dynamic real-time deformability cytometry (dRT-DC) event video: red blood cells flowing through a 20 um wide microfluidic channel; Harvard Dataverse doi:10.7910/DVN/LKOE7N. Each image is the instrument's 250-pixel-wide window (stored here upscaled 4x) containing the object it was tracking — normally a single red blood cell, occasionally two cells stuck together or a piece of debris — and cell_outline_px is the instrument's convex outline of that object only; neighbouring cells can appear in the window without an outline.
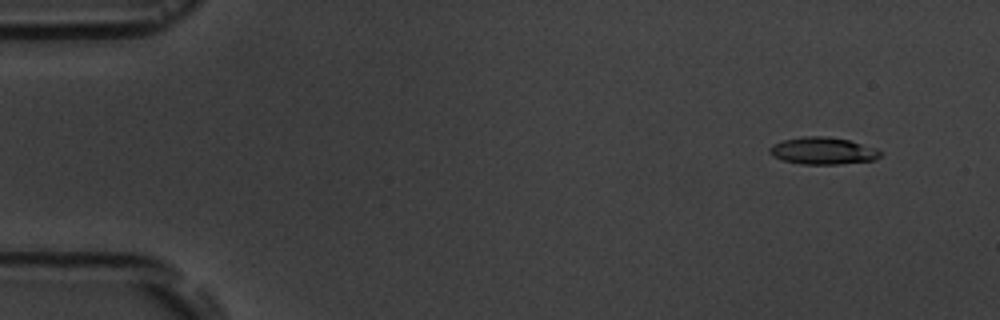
{"species": "common noctule bat (a hibernating species)", "species_latin": "Nyctalus noctula", "temperature_condition": "room temperature", "stored_images_in_passage": 6, "camera_frame_rate_fps": 3000, "um_per_image_px": 0.085, "animal": {"sex": "male", "body_mass_g": 19.5, "forearm_length_mm": 54.6}, "frame": {"image": 1, "passage_image": 2, "time_ms": 1.0, "image_size_px": [1000, 320], "cell_outline_px": [[884, 152], [876, 160], [840, 164], [800, 164], [784, 160], [772, 156], [768, 152], [768, 148], [772, 144], [784, 140], [804, 136], [824, 136], [848, 140], [876, 148]], "centroid_in_image_um": [69.95, 12.82], "position_along_channel_um": 15.1, "area_um2": 17.57}}
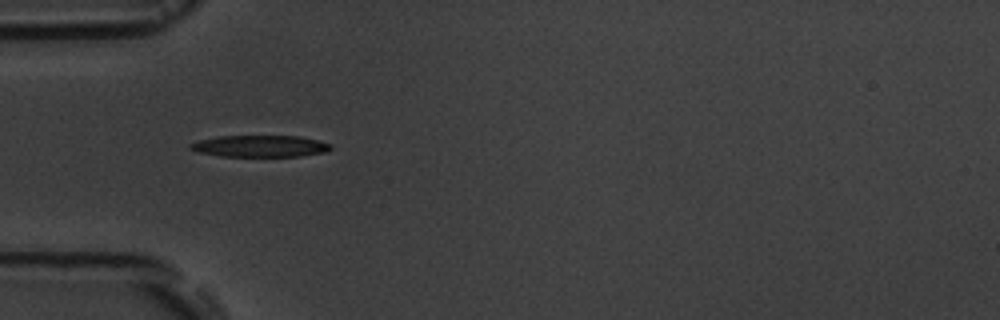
{"frame": {"image": 2, "passage_image": 5, "time_ms": 5.333, "image_size_px": [1000, 320], "cell_outline_px": [[332, 148], [324, 152], [300, 156], [220, 156], [196, 152], [188, 148], [188, 144], [200, 140], [220, 136], [300, 136], [332, 144]], "centroid_in_image_um": [22.07, 12.42], "position_along_channel_um": 62.9, "area_um2": 17.69}}
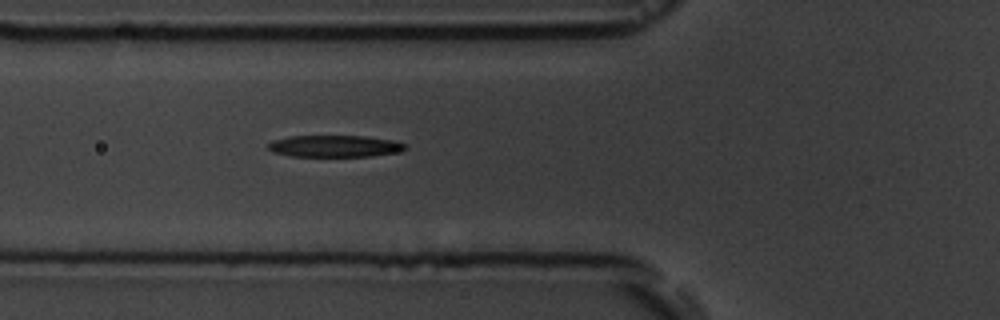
{"frame": {"image": 3, "passage_image": 6, "time_ms": 6.333, "image_size_px": [1000, 320], "cell_outline_px": [[408, 148], [400, 152], [372, 156], [288, 156], [272, 152], [268, 148], [268, 144], [272, 140], [288, 136], [364, 136], [396, 140], [404, 144]], "centroid_in_image_um": [28.46, 12.42], "position_along_channel_um": 97.3, "area_um2": 17.57}}